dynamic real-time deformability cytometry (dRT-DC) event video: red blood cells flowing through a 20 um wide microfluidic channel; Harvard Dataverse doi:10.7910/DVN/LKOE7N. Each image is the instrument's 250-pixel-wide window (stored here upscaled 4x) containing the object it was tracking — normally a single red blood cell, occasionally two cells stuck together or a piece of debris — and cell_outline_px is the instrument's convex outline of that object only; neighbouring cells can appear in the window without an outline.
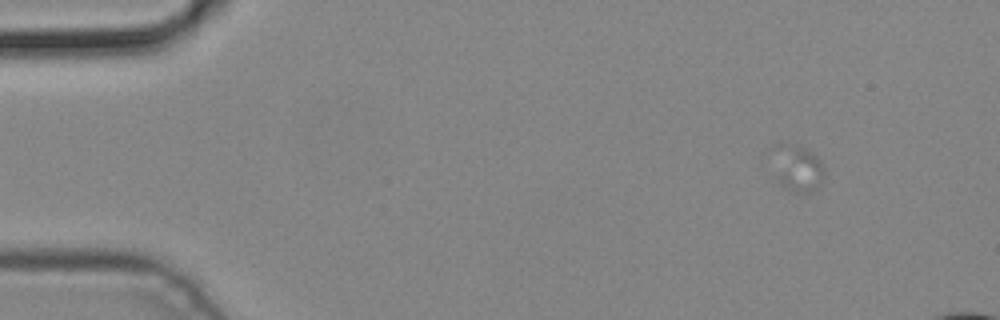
{"species": "common noctule bat (a hibernating species)", "species_latin": "Nyctalus noctula", "temperature_condition": "cold", "stored_images_in_passage": 2, "camera_frame_rate_fps": 3000, "um_per_image_px": 0.085, "animal": {"sex": "male", "body_mass_g": 19.2, "forearm_length_mm": 51.8}, "frame": {"image": 1, "passage_image": 1, "time_ms": 0.0, "image_size_px": [1000, 320], "cell_outline_px": [[824, 172], [820, 184], [812, 192], [796, 192], [784, 188], [780, 184], [768, 148], [780, 140], [784, 140], [800, 144], [808, 148], [824, 164]], "centroid_in_image_um": [67.7, 14.16], "position_along_channel_um": 17.3, "area_um2": 15.03}}